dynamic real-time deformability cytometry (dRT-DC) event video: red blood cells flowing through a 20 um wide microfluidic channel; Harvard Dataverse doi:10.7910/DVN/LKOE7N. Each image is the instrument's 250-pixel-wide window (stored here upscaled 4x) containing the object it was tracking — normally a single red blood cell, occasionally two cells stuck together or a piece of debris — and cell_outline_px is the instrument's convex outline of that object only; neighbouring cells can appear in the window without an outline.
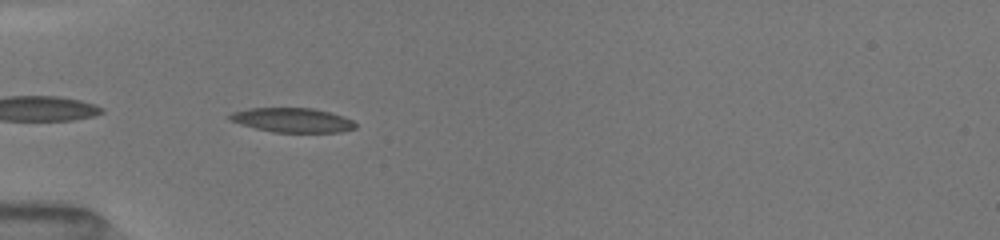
{"species": "common noctule bat (a hibernating species)", "species_latin": "Nyctalus noctula", "temperature_condition": "room temperature", "stored_images_in_passage": 4, "camera_frame_rate_fps": 3000, "um_per_image_px": 0.085, "animal": {"sex": "female", "body_mass_g": 19.5, "forearm_length_mm": 54.1}, "frame": {"image": 1, "passage_image": 3, "time_ms": 0.667, "image_size_px": [1000, 240], "cell_outline_px": [[356, 128], [340, 132], [272, 132], [256, 128], [228, 120], [228, 116], [232, 112], [248, 108], [312, 108], [344, 116], [352, 120], [356, 124]], "centroid_in_image_um": [24.85, 10.21], "position_along_channel_um": 60.2, "area_um2": 17.8}}